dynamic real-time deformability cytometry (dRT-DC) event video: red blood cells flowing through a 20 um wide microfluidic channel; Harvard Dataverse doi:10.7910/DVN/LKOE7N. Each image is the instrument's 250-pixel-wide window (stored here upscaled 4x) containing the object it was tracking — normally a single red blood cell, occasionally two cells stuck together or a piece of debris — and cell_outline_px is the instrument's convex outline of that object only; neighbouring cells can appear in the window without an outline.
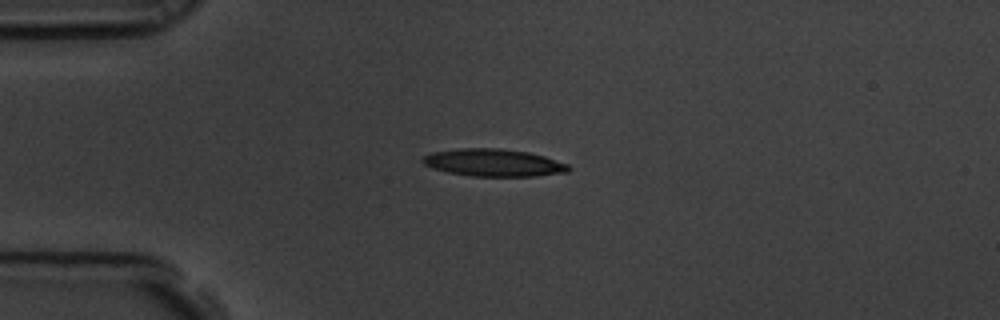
{"species": "common noctule bat (a hibernating species)", "species_latin": "Nyctalus noctula", "temperature_condition": "room temperature", "stored_images_in_passage": 4, "camera_frame_rate_fps": 3000, "um_per_image_px": 0.085, "animal": {"sex": "male", "body_mass_g": 19.5, "forearm_length_mm": 54.6}, "frame": {"image": 1, "passage_image": 1, "time_ms": 0.0, "image_size_px": [1000, 320], "cell_outline_px": [[572, 168], [568, 172], [536, 176], [472, 176], [448, 172], [432, 168], [424, 164], [420, 160], [424, 156], [432, 152], [460, 148], [500, 148], [528, 152], [544, 156], [568, 164]], "centroid_in_image_um": [41.96, 13.83], "position_along_channel_um": 43.0, "area_um2": 23.35}}
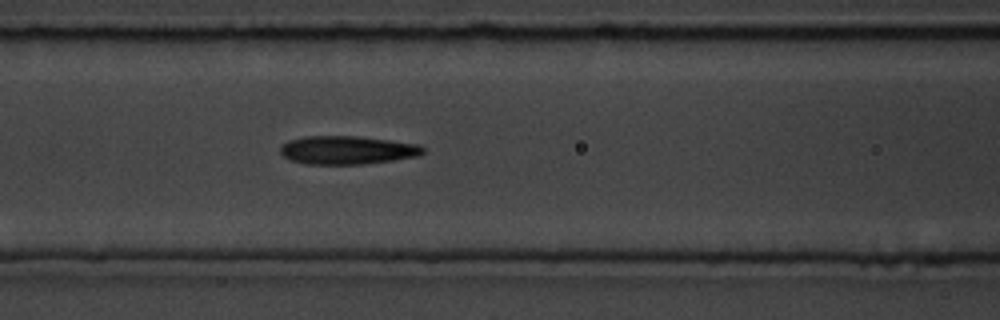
{"frame": {"image": 2, "passage_image": 4, "time_ms": 1.0, "image_size_px": [1000, 320], "cell_outline_px": [[424, 152], [420, 156], [392, 160], [360, 164], [304, 164], [292, 160], [284, 156], [280, 152], [280, 148], [288, 140], [304, 136], [360, 136], [420, 144], [424, 148]], "centroid_in_image_um": [29.53, 12.75], "position_along_channel_um": 137.1, "area_um2": 23.64}}